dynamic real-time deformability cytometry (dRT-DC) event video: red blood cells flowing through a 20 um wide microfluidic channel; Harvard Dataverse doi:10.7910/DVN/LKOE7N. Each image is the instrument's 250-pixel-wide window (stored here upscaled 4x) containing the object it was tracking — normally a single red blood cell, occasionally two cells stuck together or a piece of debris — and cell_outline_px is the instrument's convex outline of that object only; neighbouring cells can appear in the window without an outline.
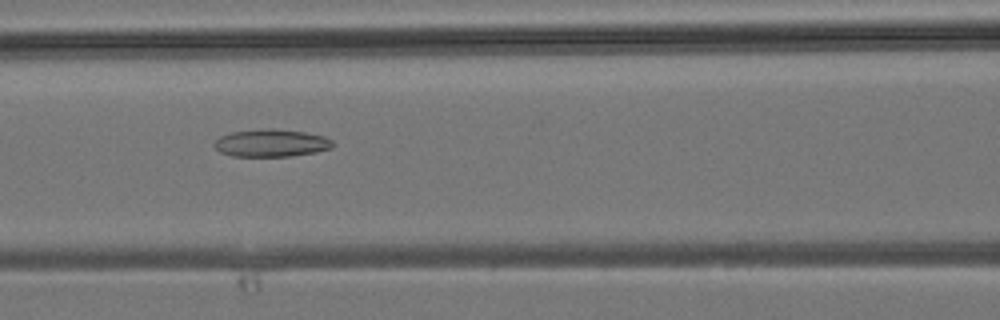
{"species": "common noctule bat (a hibernating species)", "species_latin": "Nyctalus noctula", "temperature_condition": "room temperature", "stored_images_in_passage": 41, "camera_frame_rate_fps": 3000, "um_per_image_px": 0.085, "animal": {"sex": "male", "body_mass_g": 19.2, "forearm_length_mm": 51.8}, "frame": {"image": 1, "passage_image": 18, "time_ms": 5.667, "image_size_px": [1000, 320], "cell_outline_px": [[336, 144], [332, 148], [316, 152], [292, 156], [232, 156], [220, 152], [212, 144], [220, 136], [232, 132], [268, 128], [272, 128], [304, 132], [324, 136], [332, 140]], "centroid_in_image_um": [23.08, 12.16], "position_along_channel_um": 143.5, "area_um2": 19.07}}
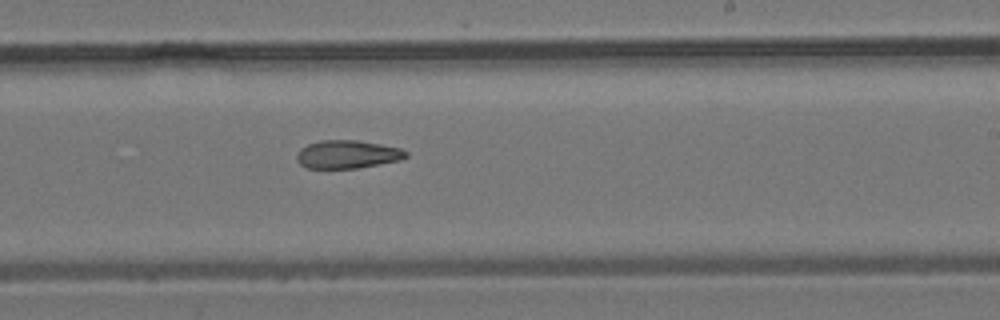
{"frame": {"image": 2, "passage_image": 25, "time_ms": 8.0, "image_size_px": [1000, 320], "cell_outline_px": [[408, 156], [400, 160], [356, 168], [308, 168], [300, 164], [296, 160], [296, 156], [300, 148], [308, 144], [320, 140], [356, 140], [380, 144], [400, 148], [408, 152]], "centroid_in_image_um": [29.51, 13.11], "position_along_channel_um": 259.5, "area_um2": 17.86}}
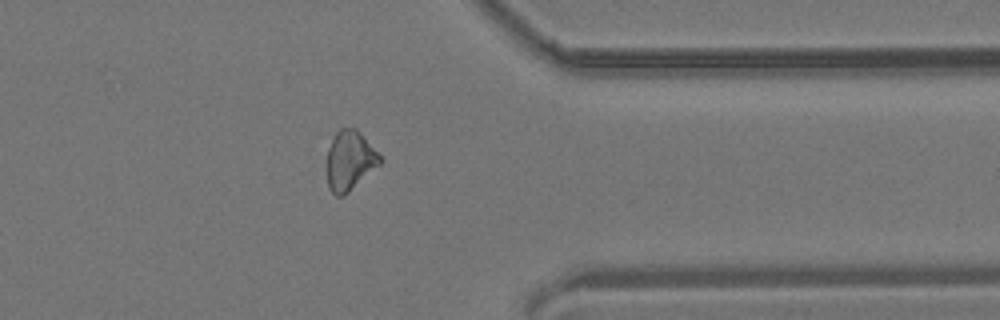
{"frame": {"image": 3, "passage_image": 33, "time_ms": 10.667, "image_size_px": [1000, 320], "cell_outline_px": [[380, 164], [344, 196], [336, 196], [328, 188], [324, 164], [328, 148], [336, 132], [340, 128], [356, 128], [360, 132], [380, 156]], "centroid_in_image_um": [29.66, 13.67], "position_along_channel_um": 381.7, "area_um2": 18.61}}